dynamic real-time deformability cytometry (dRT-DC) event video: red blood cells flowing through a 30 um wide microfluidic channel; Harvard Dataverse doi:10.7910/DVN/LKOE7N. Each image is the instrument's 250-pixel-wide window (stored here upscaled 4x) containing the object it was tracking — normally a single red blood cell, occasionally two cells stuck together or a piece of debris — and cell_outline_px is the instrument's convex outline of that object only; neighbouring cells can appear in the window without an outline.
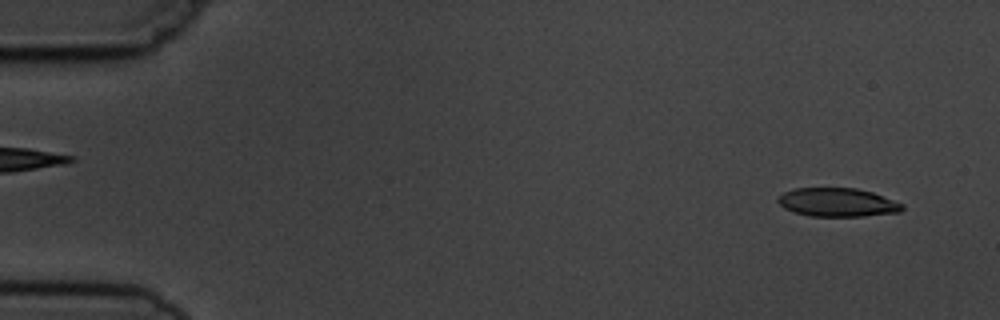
{"species": "common noctule bat (a hibernating species)", "species_latin": "Nyctalus noctula", "temperature_condition": "cold", "stored_images_in_passage": 6, "segment_of_instrument_passage": [2, 2], "camera_frame_rate_fps": 3000, "um_per_image_px": 0.085, "animal": {"sex": "male", "body_mass_g": 19.5, "forearm_length_mm": 54.6}, "frame": {"image": 1, "passage_image": 6, "time_ms": 6.0, "image_size_px": [1000, 320], "cell_outline_px": [[904, 208], [900, 212], [864, 216], [808, 216], [792, 212], [784, 208], [776, 200], [776, 196], [792, 188], [856, 188], [872, 192], [904, 204]], "centroid_in_image_um": [71.14, 17.2], "position_along_channel_um": 13.9, "area_um2": 20.92}}